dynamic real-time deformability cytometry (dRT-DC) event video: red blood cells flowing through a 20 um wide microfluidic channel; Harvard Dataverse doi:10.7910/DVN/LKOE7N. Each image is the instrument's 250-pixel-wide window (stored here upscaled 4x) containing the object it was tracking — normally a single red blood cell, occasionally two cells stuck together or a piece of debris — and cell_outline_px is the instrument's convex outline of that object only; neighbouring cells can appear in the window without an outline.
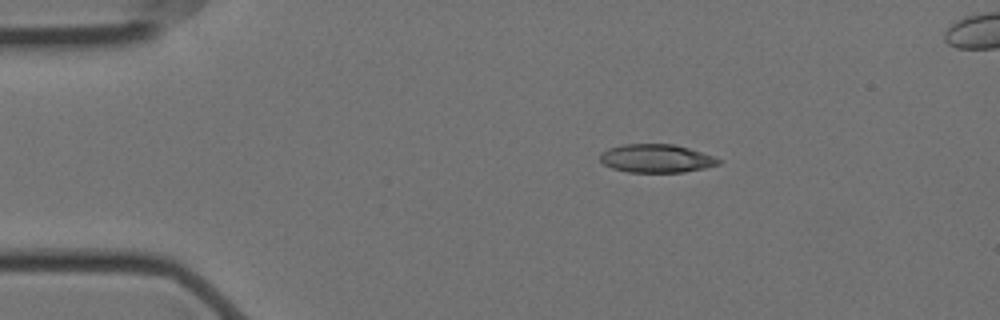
{"species": "Egyptian fruit bat (a non-hibernating species)", "species_latin": "Rousettus aegyptiacus", "temperature_condition": "cold", "stored_images_in_passage": 47, "camera_frame_rate_fps": 3000, "um_per_image_px": 0.085, "animal": {"sex": "female"}, "frame": {"image": 1, "passage_image": 1, "time_ms": 0.0, "image_size_px": [1000, 320], "cell_outline_px": [[724, 160], [720, 164], [704, 168], [684, 172], [628, 172], [612, 168], [604, 164], [600, 160], [600, 152], [608, 148], [624, 144], [672, 144], [688, 148]], "centroid_in_image_um": [55.78, 13.47], "position_along_channel_um": 29.2, "area_um2": 19.54}}
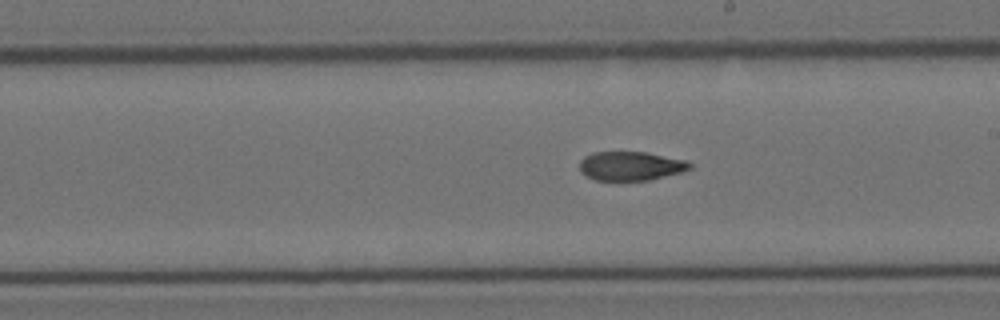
{"frame": {"image": 2, "passage_image": 23, "time_ms": 7.333, "image_size_px": [1000, 320], "cell_outline_px": [[692, 168], [680, 172], [648, 180], [596, 180], [580, 172], [580, 160], [584, 156], [592, 152], [648, 152], [688, 160], [692, 164]], "centroid_in_image_um": [53.62, 14.09], "position_along_channel_um": 235.4, "area_um2": 18.67}}
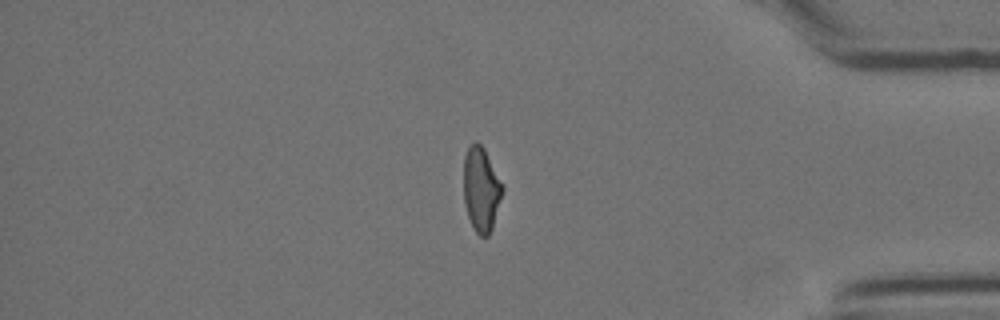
{"frame": {"image": 3, "passage_image": 39, "time_ms": 12.667, "image_size_px": [1000, 320], "cell_outline_px": [[504, 188], [492, 228], [488, 236], [480, 236], [476, 232], [468, 216], [464, 204], [464, 156], [468, 148], [476, 140], [484, 148]], "centroid_in_image_um": [40.89, 16.09], "position_along_channel_um": 394.3, "area_um2": 18.84}}